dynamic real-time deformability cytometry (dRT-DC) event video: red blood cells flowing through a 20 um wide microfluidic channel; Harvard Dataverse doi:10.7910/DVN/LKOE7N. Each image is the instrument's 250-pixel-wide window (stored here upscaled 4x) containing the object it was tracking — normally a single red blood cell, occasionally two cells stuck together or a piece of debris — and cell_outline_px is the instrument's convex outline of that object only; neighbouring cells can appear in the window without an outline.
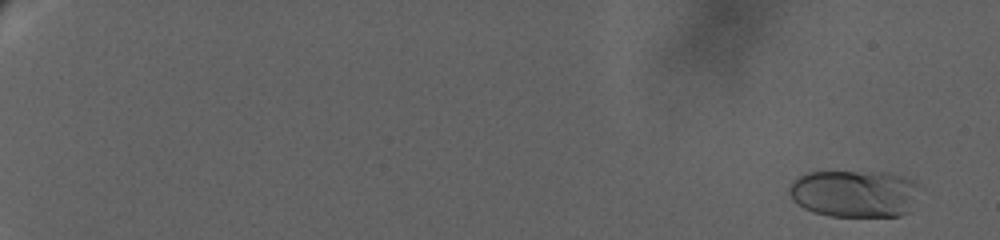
{"species": "human", "species_latin": "Homo sapiens", "temperature_condition": "warm", "stored_images_in_passage": 39, "camera_frame_rate_fps": 3000, "um_per_image_px": 0.085, "donor": {"sex": "female"}, "frame": {"image": 1, "passage_image": 6, "time_ms": 1.333, "image_size_px": [1000, 240], "cell_outline_px": [[924, 188], [908, 212], [900, 216], [828, 216], [812, 212], [804, 208], [792, 200], [788, 192], [788, 188], [792, 180], [808, 172], [884, 172], [900, 176], [912, 180]], "centroid_in_image_um": [72.65, 16.46], "position_along_channel_um": 12.3, "area_um2": 36.47}}
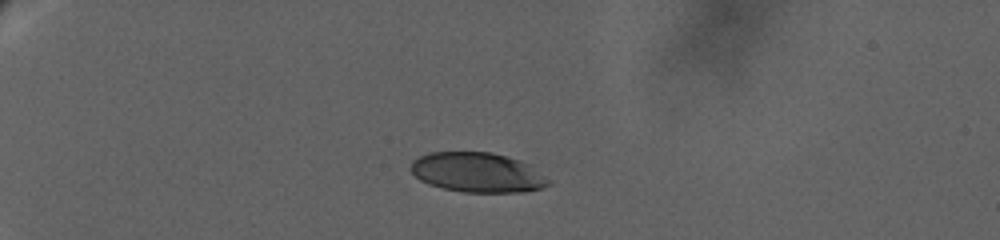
{"frame": {"image": 2, "passage_image": 31, "time_ms": 8.0, "image_size_px": [1000, 240], "cell_outline_px": [[552, 184], [540, 188], [524, 192], [464, 192], [444, 188], [428, 184], [420, 180], [408, 168], [412, 160], [420, 156], [432, 152], [492, 152], [520, 160], [528, 164], [552, 180]], "centroid_in_image_um": [40.59, 14.66], "position_along_channel_um": 44.4, "area_um2": 32.02}}